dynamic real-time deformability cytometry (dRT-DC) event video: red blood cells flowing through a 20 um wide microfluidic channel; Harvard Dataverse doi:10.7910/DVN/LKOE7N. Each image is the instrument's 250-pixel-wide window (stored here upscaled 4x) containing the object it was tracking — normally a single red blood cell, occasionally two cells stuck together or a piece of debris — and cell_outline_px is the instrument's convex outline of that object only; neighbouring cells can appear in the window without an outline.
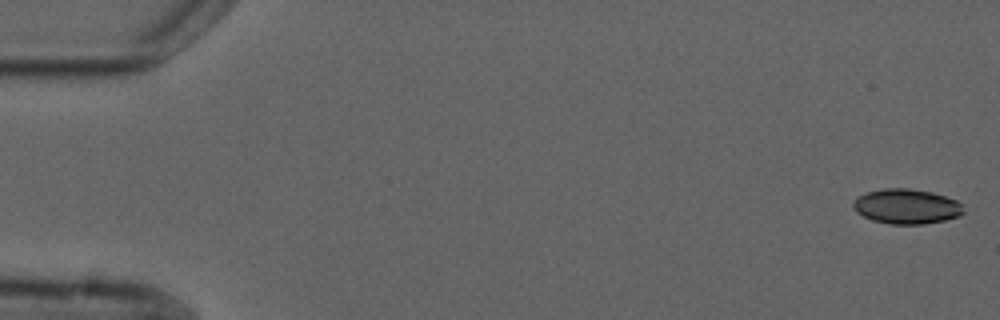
{"species": "common noctule bat (a hibernating species)", "species_latin": "Nyctalus noctula", "temperature_condition": "cold", "stored_images_in_passage": 7, "camera_frame_rate_fps": 3000, "um_per_image_px": 0.085, "animal": {"sex": "male", "forearm_length_mm": 52.5}, "frame": {"image": 1, "passage_image": 1, "time_ms": 0.0, "image_size_px": [1000, 320], "cell_outline_px": [[964, 212], [960, 216], [944, 220], [924, 224], [892, 224], [872, 220], [856, 212], [852, 204], [856, 196], [868, 192], [884, 188], [908, 188], [932, 192], [956, 200], [960, 204]], "centroid_in_image_um": [77.03, 17.54], "position_along_channel_um": 8.0, "area_um2": 22.37}}
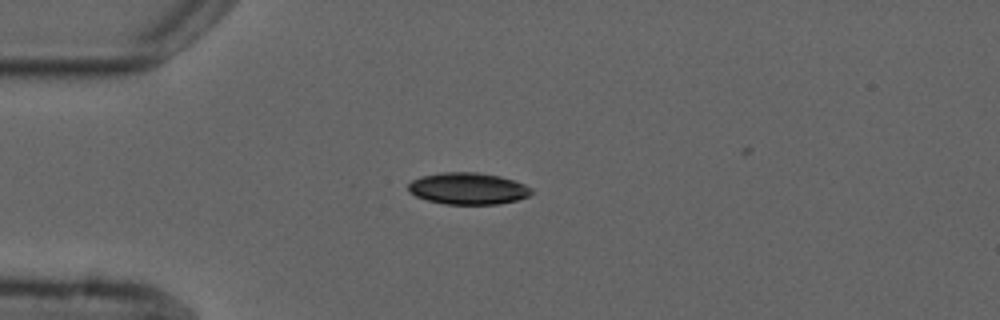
{"frame": {"image": 2, "passage_image": 5, "time_ms": 4.333, "image_size_px": [1000, 320], "cell_outline_px": [[532, 192], [528, 196], [516, 200], [496, 204], [444, 204], [428, 200], [416, 196], [408, 188], [408, 184], [412, 180], [420, 176], [440, 172], [476, 172], [500, 176], [524, 184], [532, 188]], "centroid_in_image_um": [39.77, 16.02], "position_along_channel_um": 45.2, "area_um2": 22.66}}